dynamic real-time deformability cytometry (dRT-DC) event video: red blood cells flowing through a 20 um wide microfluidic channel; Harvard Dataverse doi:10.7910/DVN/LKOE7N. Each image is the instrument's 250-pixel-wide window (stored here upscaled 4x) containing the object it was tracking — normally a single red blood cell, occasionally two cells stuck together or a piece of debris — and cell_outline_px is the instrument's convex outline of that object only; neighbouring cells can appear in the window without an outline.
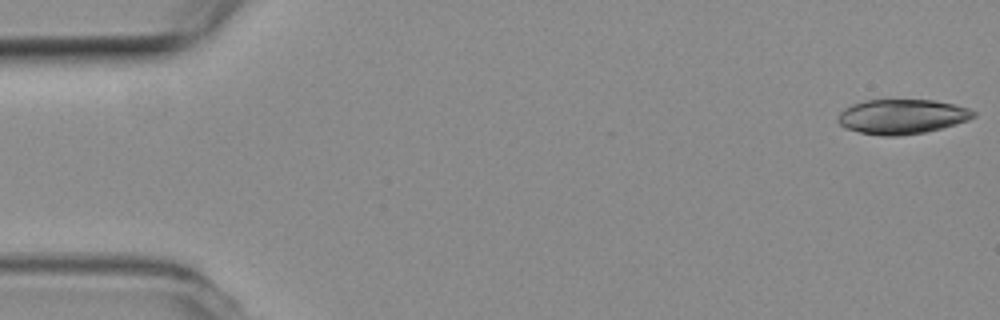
{"species": "common noctule bat (a hibernating species)", "species_latin": "Nyctalus noctula", "temperature_condition": "room temperature", "stored_images_in_passage": 55, "segment_of_instrument_passage": [1, 2], "camera_frame_rate_fps": 3000, "um_per_image_px": 0.085, "animal": {"sex": "female", "body_mass_g": 19.3, "forearm_length_mm": 54.1}, "frame": {"image": 1, "passage_image": 1, "time_ms": 0.0, "image_size_px": [1000, 320], "cell_outline_px": [[976, 116], [968, 120], [956, 124], [924, 132], [900, 136], [880, 136], [860, 132], [844, 128], [836, 120], [840, 112], [844, 108], [852, 104], [864, 100], [932, 100], [952, 104], [968, 108], [976, 112]], "centroid_in_image_um": [76.63, 9.91], "position_along_channel_um": 8.4, "area_um2": 27.46}}